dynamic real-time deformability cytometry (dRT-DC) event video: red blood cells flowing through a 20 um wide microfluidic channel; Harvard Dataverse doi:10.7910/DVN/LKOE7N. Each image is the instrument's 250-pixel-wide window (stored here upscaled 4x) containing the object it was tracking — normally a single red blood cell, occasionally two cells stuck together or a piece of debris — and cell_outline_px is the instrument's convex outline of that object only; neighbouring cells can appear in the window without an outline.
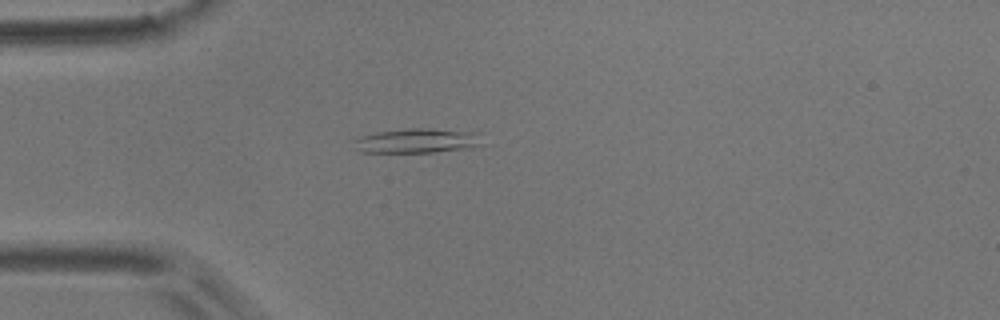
{"species": "common noctule bat (a hibernating species)", "species_latin": "Nyctalus noctula", "temperature_condition": "room temperature", "stored_images_in_passage": 41, "camera_frame_rate_fps": 3000, "um_per_image_px": 0.085, "animal": {"sex": "male", "body_mass_g": 17.9}, "frame": {"image": 1, "passage_image": 1, "time_ms": 0.0, "image_size_px": [1000, 320], "cell_outline_px": [[488, 144], [464, 148], [432, 152], [360, 152], [356, 148], [352, 140], [360, 136], [376, 132], [408, 128], [428, 128], [480, 132]], "centroid_in_image_um": [35.53, 11.95], "position_along_channel_um": 49.5, "area_um2": 18.73}}
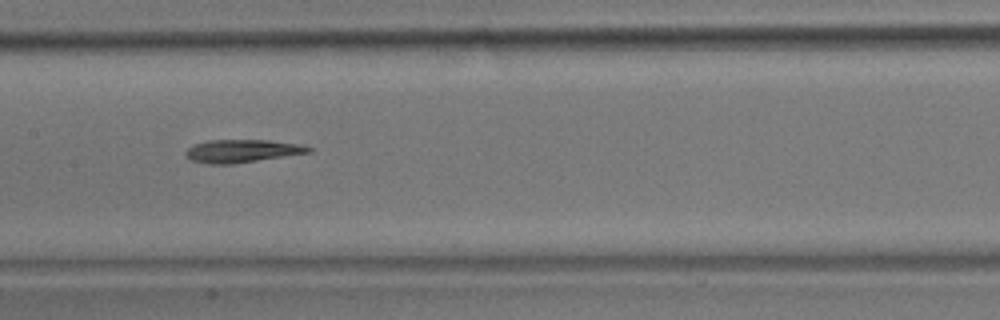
{"frame": {"image": 2, "passage_image": 13, "time_ms": 4.0, "image_size_px": [1000, 320], "cell_outline_px": [[312, 152], [232, 164], [208, 164], [192, 160], [184, 156], [184, 152], [188, 148], [196, 144], [208, 140], [268, 140], [300, 144], [312, 148]], "centroid_in_image_um": [20.56, 12.83], "position_along_channel_um": 186.8, "area_um2": 16.36}}
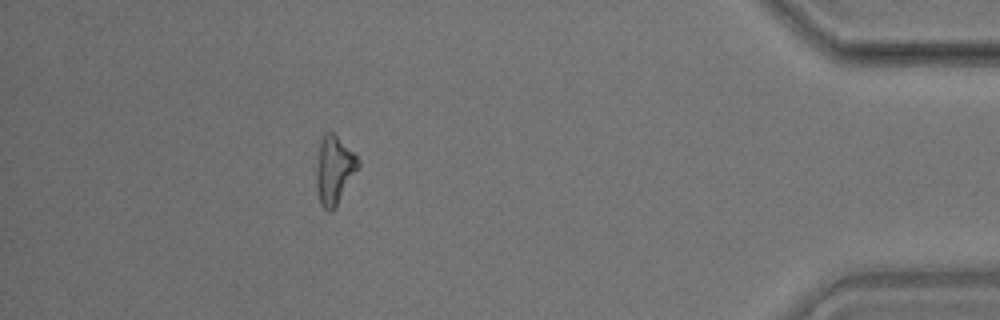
{"frame": {"image": 3, "passage_image": 35, "time_ms": 11.333, "image_size_px": [1000, 320], "cell_outline_px": [[360, 164], [336, 208], [332, 212], [328, 212], [320, 204], [316, 192], [316, 164], [320, 140], [324, 132], [332, 132], [360, 160]], "centroid_in_image_um": [28.37, 14.5], "position_along_channel_um": 406.8, "area_um2": 16.7}}